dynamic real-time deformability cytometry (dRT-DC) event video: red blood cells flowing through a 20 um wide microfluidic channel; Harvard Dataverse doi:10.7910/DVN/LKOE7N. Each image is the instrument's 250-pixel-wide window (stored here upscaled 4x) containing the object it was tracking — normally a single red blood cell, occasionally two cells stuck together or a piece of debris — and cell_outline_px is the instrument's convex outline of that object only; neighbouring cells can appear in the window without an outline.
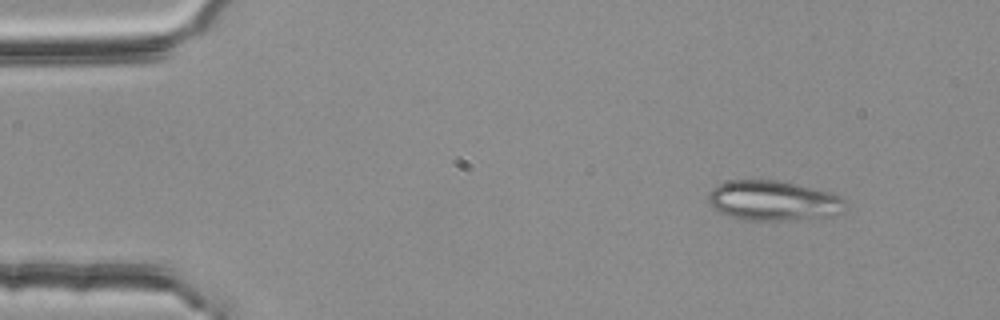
{"species": "common noctule bat (a hibernating species)", "species_latin": "Nyctalus noctula", "temperature_condition": "room temperature", "stored_images_in_passage": 3, "camera_frame_rate_fps": 3000, "um_per_image_px": 0.085, "animal": {"sex": "female", "body_mass_g": 25.1}, "frame": {"image": 1, "passage_image": 1, "time_ms": 0.0, "image_size_px": [1000, 320], "cell_outline_px": [[848, 208], [832, 216], [780, 220], [748, 220], [732, 216], [720, 212], [712, 208], [708, 204], [708, 192], [716, 184], [732, 180], [780, 180], [832, 192], [844, 196]], "centroid_in_image_um": [65.76, 17.04], "position_along_channel_um": 19.2, "area_um2": 32.25}}